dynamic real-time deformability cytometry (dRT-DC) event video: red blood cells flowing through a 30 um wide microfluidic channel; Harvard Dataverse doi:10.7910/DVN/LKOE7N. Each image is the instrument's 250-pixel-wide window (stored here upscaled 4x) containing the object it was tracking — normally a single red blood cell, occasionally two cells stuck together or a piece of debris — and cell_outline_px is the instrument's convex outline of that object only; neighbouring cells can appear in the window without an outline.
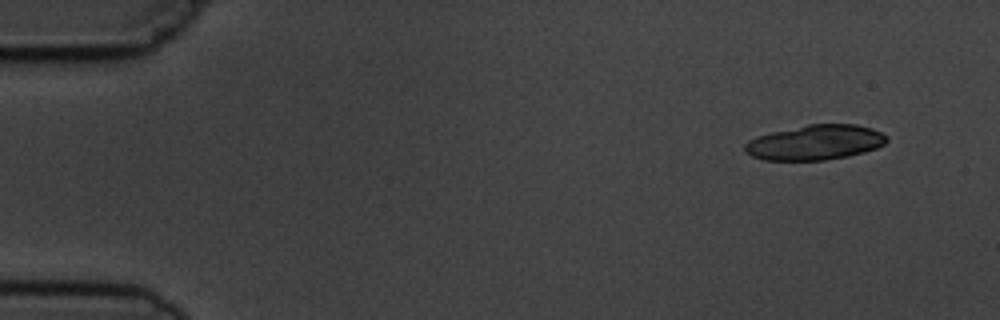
{"species": "common noctule bat (a hibernating species)", "species_latin": "Nyctalus noctula", "temperature_condition": "cold", "stored_images_in_passage": 8, "segment_of_instrument_passage": [1, 2], "camera_frame_rate_fps": 3000, "um_per_image_px": 0.085, "animal": {"sex": "male", "body_mass_g": 19.5, "forearm_length_mm": 54.6}, "frame": {"image": 1, "passage_image": 1, "time_ms": 0.0, "image_size_px": [1000, 320], "cell_outline_px": [[888, 140], [884, 144], [876, 148], [864, 152], [848, 156], [824, 160], [764, 160], [752, 156], [744, 152], [744, 144], [748, 140], [756, 136], [772, 132], [808, 124], [856, 124], [872, 128], [888, 136]], "centroid_in_image_um": [69.28, 12.11], "position_along_channel_um": 15.7, "area_um2": 29.02}}